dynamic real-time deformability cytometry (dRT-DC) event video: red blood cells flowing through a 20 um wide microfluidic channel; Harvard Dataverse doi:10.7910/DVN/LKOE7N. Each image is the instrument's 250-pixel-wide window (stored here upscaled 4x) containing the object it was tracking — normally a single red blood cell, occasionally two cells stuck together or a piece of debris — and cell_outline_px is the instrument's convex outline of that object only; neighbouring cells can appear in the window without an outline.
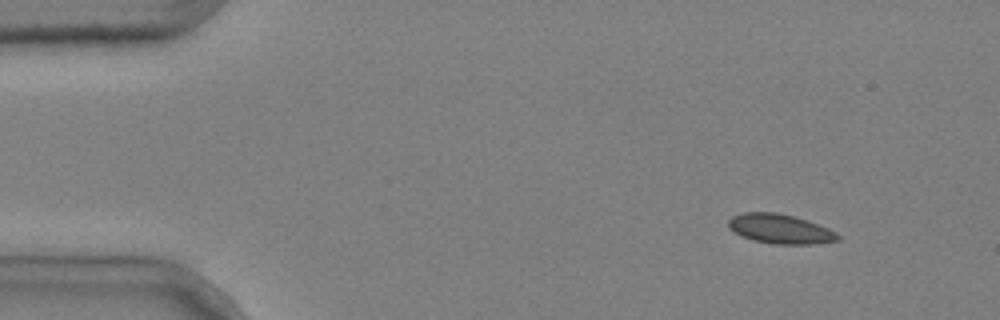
{"species": "common noctule bat (a hibernating species)", "species_latin": "Nyctalus noctula", "temperature_condition": "cold", "stored_images_in_passage": 5, "segment_of_instrument_passage": [2, 2], "camera_frame_rate_fps": 3000, "um_per_image_px": 0.085, "animal": {"sex": "male", "body_mass_g": 20.4}, "frame": {"image": 1, "passage_image": 5, "time_ms": 1.333, "image_size_px": [1000, 320], "cell_outline_px": [[840, 240], [812, 244], [772, 244], [752, 240], [728, 228], [728, 220], [732, 216], [744, 212], [776, 212], [792, 216], [828, 228], [836, 232], [840, 236]], "centroid_in_image_um": [66.3, 19.46], "position_along_channel_um": 18.7, "area_um2": 18.61}}